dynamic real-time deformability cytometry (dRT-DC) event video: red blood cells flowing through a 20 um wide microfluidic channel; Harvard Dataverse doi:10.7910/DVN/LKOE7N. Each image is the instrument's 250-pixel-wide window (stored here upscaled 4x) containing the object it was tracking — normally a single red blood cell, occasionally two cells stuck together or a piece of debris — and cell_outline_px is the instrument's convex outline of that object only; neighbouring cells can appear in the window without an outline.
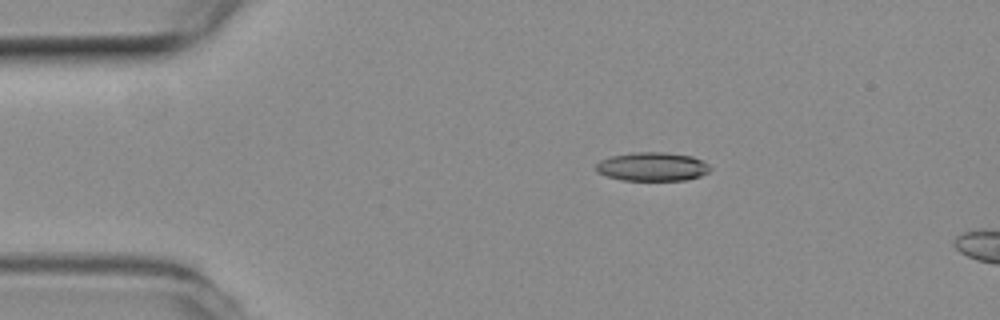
{"species": "common noctule bat (a hibernating species)", "species_latin": "Nyctalus noctula", "temperature_condition": "room temperature", "stored_images_in_passage": 6, "camera_frame_rate_fps": 3000, "um_per_image_px": 0.085, "animal": {"sex": "female", "body_mass_g": 19.3, "forearm_length_mm": 54.1}, "frame": {"image": 1, "passage_image": 2, "time_ms": 0.333, "image_size_px": [1000, 320], "cell_outline_px": [[712, 168], [708, 172], [700, 176], [684, 180], [620, 180], [604, 176], [596, 172], [596, 164], [600, 160], [612, 156], [636, 152], [664, 152], [692, 156], [704, 160]], "centroid_in_image_um": [55.44, 14.17], "position_along_channel_um": 29.6, "area_um2": 19.25}}
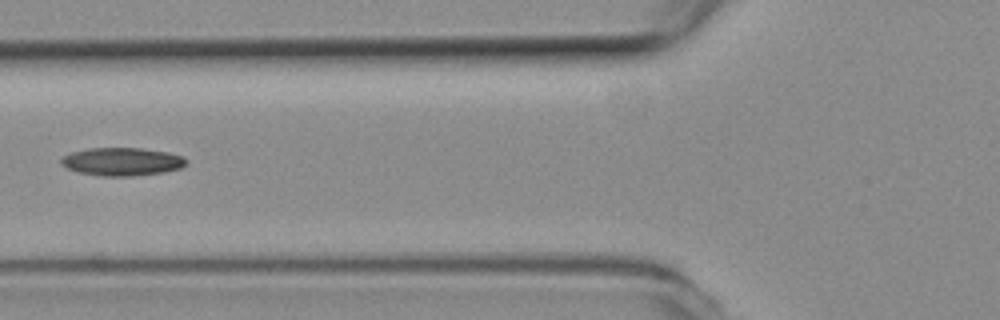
{"frame": {"image": 2, "passage_image": 5, "time_ms": 1.333, "image_size_px": [1000, 320], "cell_outline_px": [[188, 164], [180, 168], [164, 172], [132, 176], [100, 176], [80, 172], [68, 168], [60, 164], [60, 160], [64, 156], [72, 152], [88, 148], [140, 148], [168, 152], [184, 156], [188, 160]], "centroid_in_image_um": [10.41, 13.73], "position_along_channel_um": 115.4, "area_um2": 20.52}}
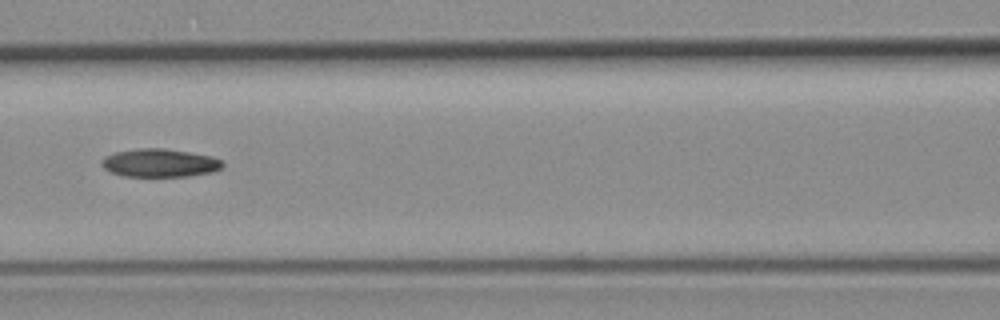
{"frame": {"image": 3, "passage_image": 6, "time_ms": 1.667, "image_size_px": [1000, 320], "cell_outline_px": [[224, 164], [220, 168], [212, 172], [188, 176], [124, 176], [112, 172], [104, 168], [100, 164], [104, 156], [116, 152], [140, 148], [164, 148], [212, 156], [220, 160]], "centroid_in_image_um": [13.56, 13.84], "position_along_channel_um": 153.0, "area_um2": 19.71}}